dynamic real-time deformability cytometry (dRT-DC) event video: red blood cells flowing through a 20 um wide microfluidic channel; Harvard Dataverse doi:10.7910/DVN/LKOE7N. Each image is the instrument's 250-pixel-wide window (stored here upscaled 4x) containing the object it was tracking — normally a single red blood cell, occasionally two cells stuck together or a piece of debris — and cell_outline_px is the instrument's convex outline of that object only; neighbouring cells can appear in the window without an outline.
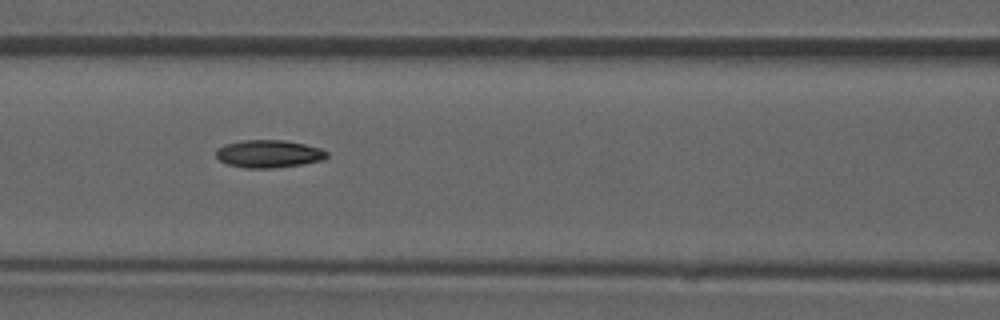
{"species": "common noctule bat (a hibernating species)", "species_latin": "Nyctalus noctula", "temperature_condition": "room temperature", "stored_images_in_passage": 53, "camera_frame_rate_fps": 3000, "um_per_image_px": 0.085, "animal": {"sex": "male", "forearm_length_mm": 52.5}, "frame": {"image": 1, "passage_image": 23, "time_ms": 7.333, "image_size_px": [1000, 320], "cell_outline_px": [[328, 156], [324, 160], [300, 164], [272, 168], [244, 168], [228, 164], [220, 160], [216, 156], [216, 152], [224, 144], [244, 140], [284, 140], [304, 144], [320, 148], [328, 152]], "centroid_in_image_um": [22.86, 13.07], "position_along_channel_um": 143.7, "area_um2": 17.74}, "authors_computed_cell_mechanics": {"area_um2": 17.5134, "velocity_mm_per_s": 3.8862, "shape_relaxation_time_tau1_ms": null, "shape_relaxation_time_tau2_ms": 4.0829, "deformation_change_tau1": null, "deformation_change_tau2": 0.0975}}